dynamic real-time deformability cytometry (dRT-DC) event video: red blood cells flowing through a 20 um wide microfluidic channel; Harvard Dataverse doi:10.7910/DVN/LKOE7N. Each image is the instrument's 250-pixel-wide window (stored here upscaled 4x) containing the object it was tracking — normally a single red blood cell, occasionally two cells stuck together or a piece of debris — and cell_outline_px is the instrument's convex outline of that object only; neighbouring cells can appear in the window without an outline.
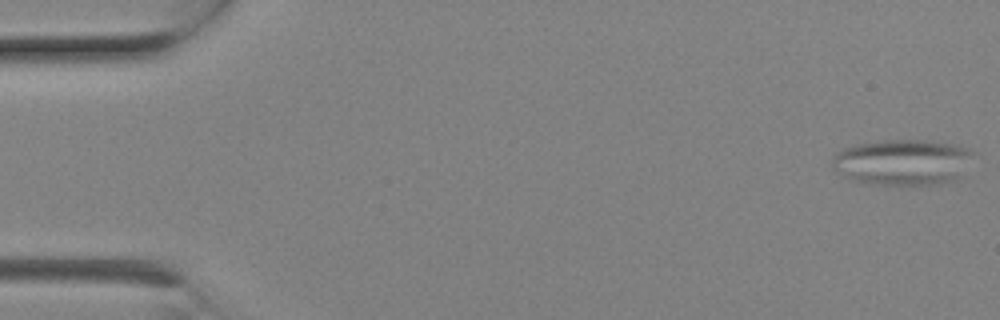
{"species": "Egyptian fruit bat (a non-hibernating species)", "species_latin": "Rousettus aegyptiacus", "temperature_condition": "room temperature", "stored_images_in_passage": 5, "camera_frame_rate_fps": 3000, "um_per_image_px": 0.085, "animal": {"sex": "female"}, "frame": {"image": 1, "passage_image": 1, "time_ms": 0.0, "image_size_px": [1000, 320], "cell_outline_px": [[972, 152], [960, 180], [936, 184], [864, 184], [848, 180], [836, 172], [832, 168], [832, 156], [840, 148], [856, 144], [880, 140], [928, 140], [952, 144], [968, 148]], "centroid_in_image_um": [76.63, 13.79], "position_along_channel_um": 8.4, "area_um2": 38.21}}